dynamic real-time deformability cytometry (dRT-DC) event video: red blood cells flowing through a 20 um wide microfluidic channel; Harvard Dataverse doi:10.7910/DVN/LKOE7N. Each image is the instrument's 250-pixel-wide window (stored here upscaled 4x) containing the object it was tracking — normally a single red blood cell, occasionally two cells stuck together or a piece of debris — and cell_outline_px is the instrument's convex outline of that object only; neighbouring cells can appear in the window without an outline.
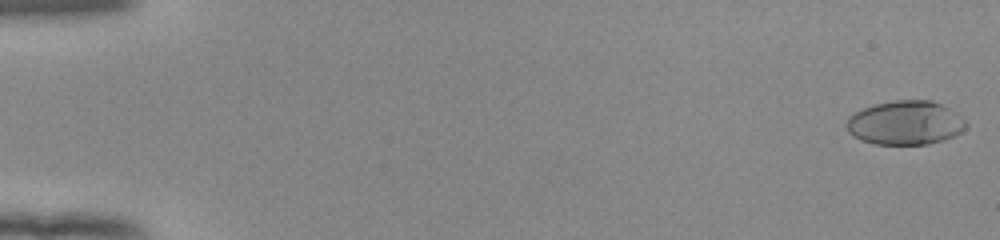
{"species": "human", "species_latin": "Homo sapiens", "temperature_condition": "room temperature", "stored_images_in_passage": 53, "camera_frame_rate_fps": 3000, "um_per_image_px": 0.085, "donor": {"sex": "female"}, "frame": {"image": 1, "passage_image": 1, "time_ms": 0.0, "image_size_px": [1000, 240], "cell_outline_px": [[968, 124], [956, 136], [928, 144], [876, 144], [860, 140], [852, 136], [848, 132], [848, 116], [864, 108], [876, 104], [896, 100], [932, 100], [948, 108], [964, 120]], "centroid_in_image_um": [76.94, 10.45], "position_along_channel_um": 8.1, "area_um2": 30.35}}
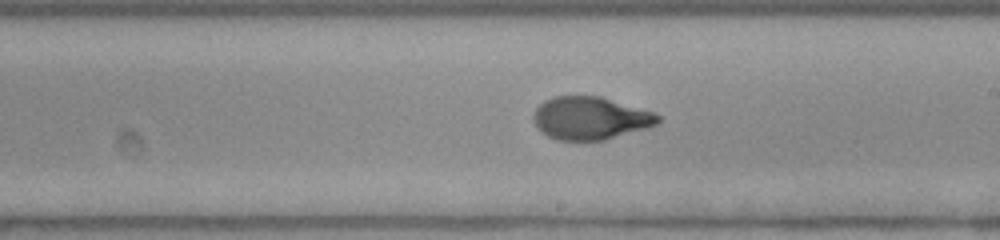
{"frame": {"image": 2, "passage_image": 32, "time_ms": 10.333, "image_size_px": [1000, 240], "cell_outline_px": [[660, 120], [656, 124], [648, 128], [604, 140], [556, 140], [548, 136], [536, 124], [532, 116], [536, 108], [544, 100], [556, 96], [600, 96], [656, 112], [660, 116]], "centroid_in_image_um": [50.21, 10.04], "position_along_channel_um": 238.8, "area_um2": 31.04}}
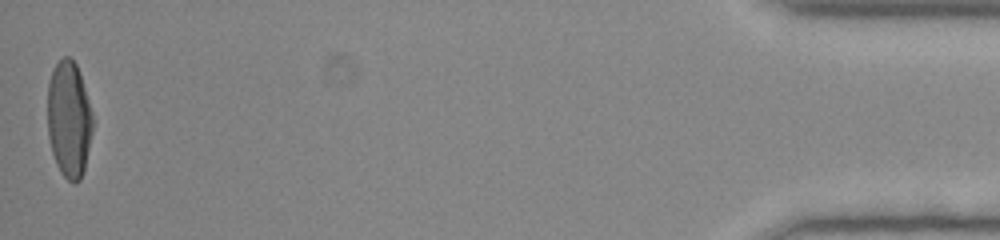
{"frame": {"image": 3, "passage_image": 53, "time_ms": 17.333, "image_size_px": [1000, 240], "cell_outline_px": [[92, 132], [84, 168], [80, 180], [76, 184], [72, 184], [60, 172], [56, 164], [52, 152], [48, 136], [48, 80], [56, 64], [64, 56], [68, 56], [76, 64], [80, 72], [92, 112]], "centroid_in_image_um": [5.86, 10.15], "position_along_channel_um": 429.3, "area_um2": 30.63}, "authors_computed_cell_mechanics": {"area_um2": 30.8074, "velocity_mm_per_s": 3.9554, "shape_relaxation_time_tau1_ms": 4.6075, "shape_relaxation_time_tau2_ms": 0.6562, "deformation_change_tau1": 0.238, "deformation_change_tau2": 0.0544}}